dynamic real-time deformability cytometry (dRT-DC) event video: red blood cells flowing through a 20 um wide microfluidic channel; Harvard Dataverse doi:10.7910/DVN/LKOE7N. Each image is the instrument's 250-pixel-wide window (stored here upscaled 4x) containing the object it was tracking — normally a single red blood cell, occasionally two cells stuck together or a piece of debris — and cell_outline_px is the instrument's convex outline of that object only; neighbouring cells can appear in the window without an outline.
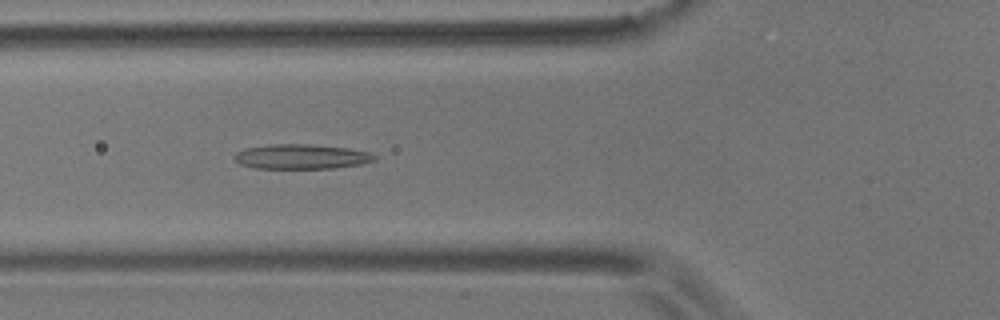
{"species": "common noctule bat (a hibernating species)", "species_latin": "Nyctalus noctula", "temperature_condition": "room temperature", "stored_images_in_passage": 48, "camera_frame_rate_fps": 3000, "um_per_image_px": 0.085, "animal": {"sex": "male", "body_mass_g": 17.9}, "frame": {"image": 1, "passage_image": 12, "time_ms": 3.667, "image_size_px": [1000, 320], "cell_outline_px": [[376, 160], [360, 164], [332, 168], [256, 168], [240, 164], [232, 156], [236, 152], [244, 148], [272, 144], [308, 144], [348, 148], [368, 152], [376, 156]], "centroid_in_image_um": [25.58, 13.31], "position_along_channel_um": 100.2, "area_um2": 20.11}}
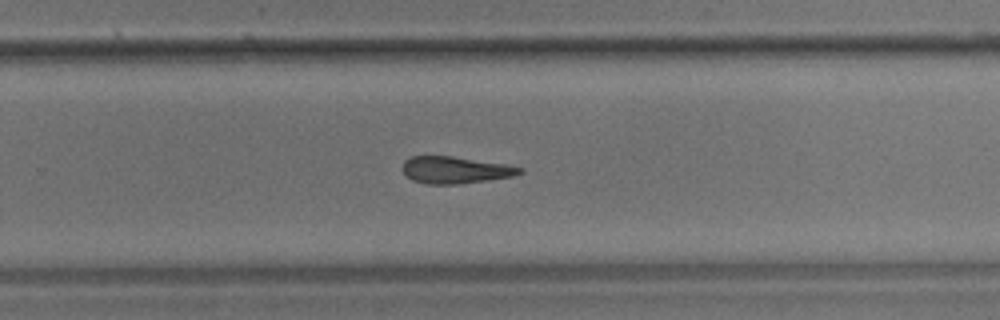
{"frame": {"image": 2, "passage_image": 28, "time_ms": 9.0, "image_size_px": [1000, 320], "cell_outline_px": [[524, 172], [512, 176], [456, 184], [428, 184], [412, 180], [400, 168], [404, 160], [412, 156], [452, 156], [508, 164], [524, 168]], "centroid_in_image_um": [38.68, 14.43], "position_along_channel_um": 291.1, "area_um2": 18.38}}
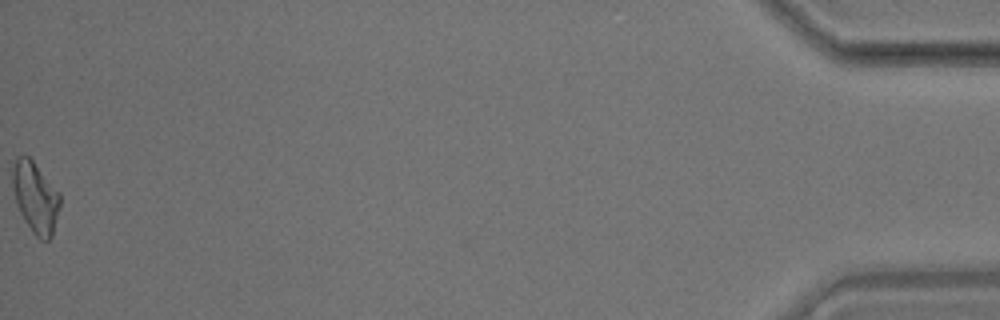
{"frame": {"image": 3, "passage_image": 48, "time_ms": 15.667, "image_size_px": [1000, 320], "cell_outline_px": [[60, 208], [52, 236], [48, 240], [40, 240], [32, 232], [24, 220], [16, 204], [12, 184], [12, 168], [16, 156], [28, 156], [32, 160], [60, 192]], "centroid_in_image_um": [3.01, 16.78], "position_along_channel_um": 432.2, "area_um2": 19.77}, "authors_computed_cell_mechanics": {"area_um2": 19.2185, "velocity_mm_per_s": 3.5834, "shape_relaxation_time_tau1_ms": null, "shape_relaxation_time_tau2_ms": 10.4883, "deformation_change_tau1": null, "deformation_change_tau2": 0.2652}}